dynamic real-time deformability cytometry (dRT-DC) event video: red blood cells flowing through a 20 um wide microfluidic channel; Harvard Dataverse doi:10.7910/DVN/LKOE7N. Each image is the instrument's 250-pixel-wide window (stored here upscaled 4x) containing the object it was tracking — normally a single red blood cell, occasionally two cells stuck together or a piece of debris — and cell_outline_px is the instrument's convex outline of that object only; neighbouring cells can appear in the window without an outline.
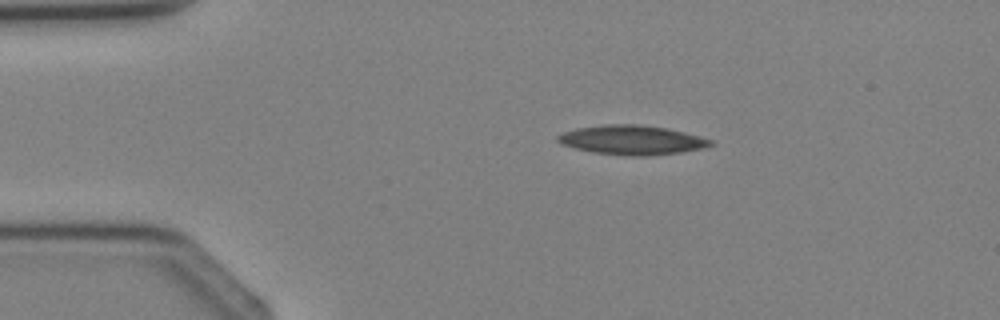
{"species": "Egyptian fruit bat (a non-hibernating species)", "species_latin": "Rousettus aegyptiacus", "temperature_condition": "cold", "stored_images_in_passage": 3, "camera_frame_rate_fps": 3000, "um_per_image_px": 0.085, "animal": {"sex": "female"}, "frame": {"image": 1, "passage_image": 1, "time_ms": 0.0, "image_size_px": [1000, 320], "cell_outline_px": [[716, 144], [700, 148], [680, 152], [648, 156], [628, 156], [592, 152], [576, 148], [564, 144], [556, 140], [556, 136], [564, 132], [576, 128], [604, 124], [640, 124], [668, 128], [700, 136], [712, 140]], "centroid_in_image_um": [53.72, 11.89], "position_along_channel_um": 31.3, "area_um2": 26.13}}
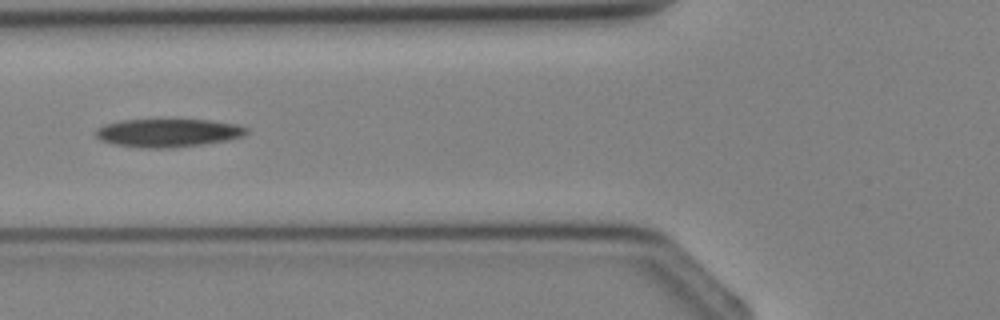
{"frame": {"image": 2, "passage_image": 3, "time_ms": 2.333, "image_size_px": [1000, 320], "cell_outline_px": [[248, 132], [244, 136], [228, 140], [204, 144], [172, 148], [144, 148], [116, 144], [100, 140], [92, 132], [96, 128], [104, 124], [120, 120], [212, 120], [236, 124], [248, 128]], "centroid_in_image_um": [14.27, 11.29], "position_along_channel_um": 111.5, "area_um2": 24.97}}